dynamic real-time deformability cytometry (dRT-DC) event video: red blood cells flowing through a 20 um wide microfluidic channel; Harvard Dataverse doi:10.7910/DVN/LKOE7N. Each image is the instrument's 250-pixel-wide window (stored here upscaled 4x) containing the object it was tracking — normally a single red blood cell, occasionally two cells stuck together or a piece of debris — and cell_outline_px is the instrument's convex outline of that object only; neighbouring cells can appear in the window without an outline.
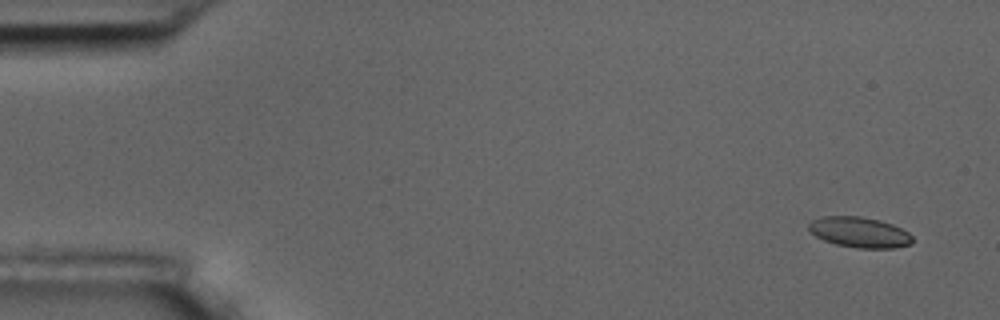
{"species": "common noctule bat (a hibernating species)", "species_latin": "Nyctalus noctula", "temperature_condition": "room temperature", "stored_images_in_passage": 5, "camera_frame_rate_fps": 3000, "um_per_image_px": 0.085, "animal": {"sex": "male", "body_mass_g": 17.5, "forearm_length_mm": 52.3}, "frame": {"image": 1, "passage_image": 2, "time_ms": 1.0, "image_size_px": [1000, 320], "cell_outline_px": [[912, 244], [896, 248], [856, 248], [836, 244], [824, 240], [816, 236], [808, 228], [808, 224], [812, 220], [824, 216], [860, 216], [880, 220], [892, 224], [908, 232], [912, 236]], "centroid_in_image_um": [73.07, 19.74], "position_along_channel_um": 11.9, "area_um2": 18.44}}
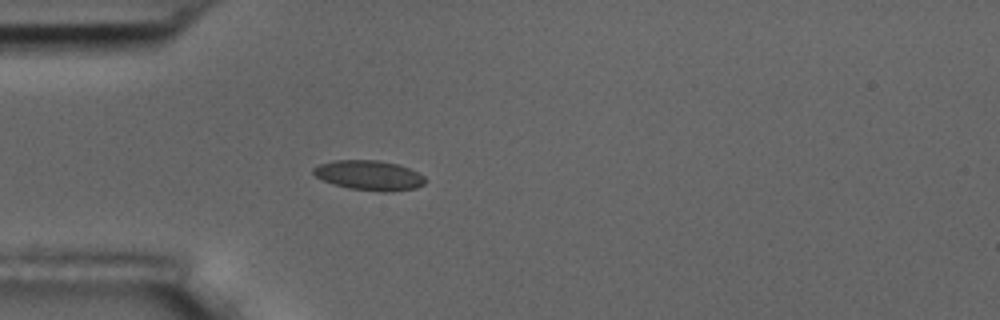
{"frame": {"image": 2, "passage_image": 5, "time_ms": 5.333, "image_size_px": [1000, 320], "cell_outline_px": [[424, 184], [416, 188], [384, 192], [380, 192], [348, 188], [332, 184], [316, 176], [312, 172], [312, 168], [320, 164], [336, 160], [380, 160], [396, 164], [408, 168], [424, 176]], "centroid_in_image_um": [31.35, 14.9], "position_along_channel_um": 53.6, "area_um2": 19.31}}